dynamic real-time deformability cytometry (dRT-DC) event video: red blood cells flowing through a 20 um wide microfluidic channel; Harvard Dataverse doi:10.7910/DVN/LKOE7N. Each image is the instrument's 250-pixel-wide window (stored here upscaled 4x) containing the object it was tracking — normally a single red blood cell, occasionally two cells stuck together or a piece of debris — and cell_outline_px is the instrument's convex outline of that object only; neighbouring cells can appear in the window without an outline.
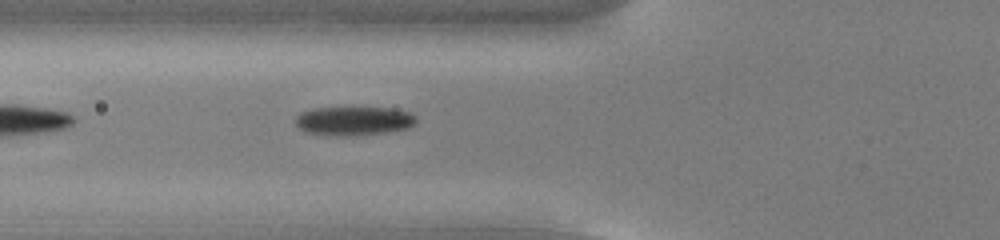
{"species": "common noctule bat (a hibernating species)", "species_latin": "Nyctalus noctula", "temperature_condition": "cold", "stored_images_in_passage": 39, "camera_frame_rate_fps": 3000, "um_per_image_px": 0.085, "animal": {"sex": "male", "body_mass_g": 13.0, "forearm_length_mm": 53.1}, "frame": {"image": 1, "passage_image": 5, "time_ms": 1.333, "image_size_px": [1000, 240], "cell_outline_px": [[416, 120], [408, 128], [384, 132], [348, 136], [328, 136], [304, 132], [296, 124], [296, 116], [304, 112], [316, 108], [388, 108], [408, 112], [416, 116]], "centroid_in_image_um": [30.03, 10.29], "position_along_channel_um": 95.8, "area_um2": 20.06}}
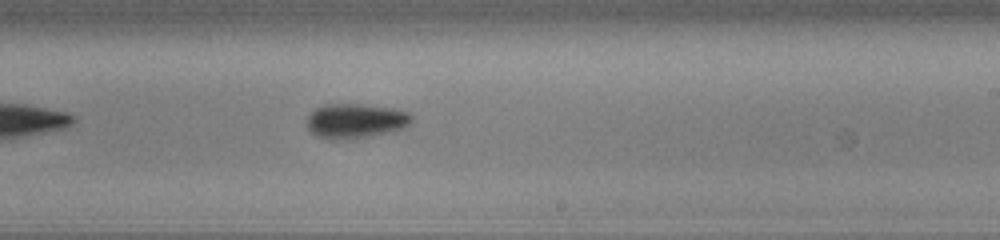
{"frame": {"image": 2, "passage_image": 18, "time_ms": 5.667, "image_size_px": [1000, 240], "cell_outline_px": [[412, 120], [404, 128], [392, 132], [348, 140], [332, 140], [316, 136], [308, 128], [308, 116], [316, 108], [324, 104], [360, 104], [392, 108], [408, 112], [412, 116]], "centroid_in_image_um": [30.22, 10.29], "position_along_channel_um": 258.8, "area_um2": 21.27}}
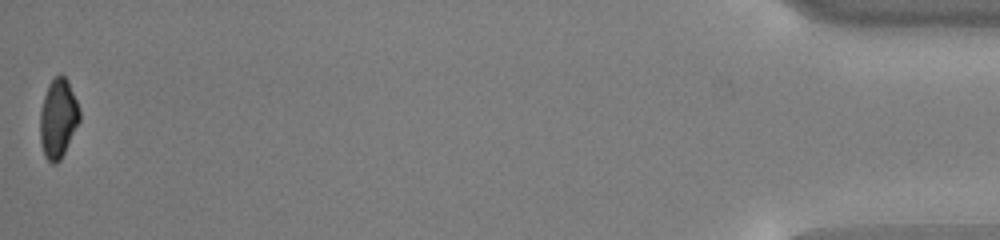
{"frame": {"image": 3, "passage_image": 39, "time_ms": 12.667, "image_size_px": [1000, 240], "cell_outline_px": [[80, 120], [60, 160], [56, 164], [52, 164], [44, 156], [40, 140], [40, 112], [44, 96], [48, 84], [60, 72], [68, 80], [80, 108]], "centroid_in_image_um": [4.94, 10.05], "position_along_channel_um": 430.3, "area_um2": 18.26}, "authors_computed_cell_mechanics": {"area_um2": 20.0566, "velocity_mm_per_s": 3.7661, "shape_relaxation_time_tau1_ms": 2.7048, "shape_relaxation_time_tau2_ms": null, "deformation_change_tau1": 0.1069, "deformation_change_tau2": null}}